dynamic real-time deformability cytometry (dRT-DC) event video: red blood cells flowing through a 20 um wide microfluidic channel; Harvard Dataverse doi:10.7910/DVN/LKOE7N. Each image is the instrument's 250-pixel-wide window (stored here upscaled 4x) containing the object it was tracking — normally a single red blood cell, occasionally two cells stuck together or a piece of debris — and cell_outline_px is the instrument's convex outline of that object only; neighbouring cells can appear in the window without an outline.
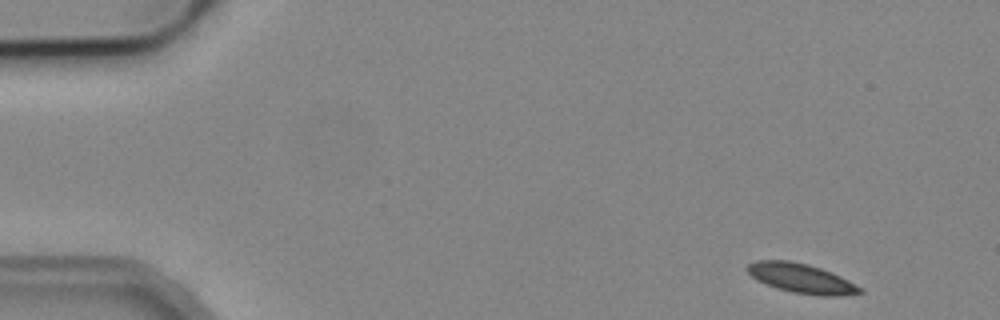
{"species": "common noctule bat (a hibernating species)", "species_latin": "Nyctalus noctula", "temperature_condition": "cold", "stored_images_in_passage": 4, "camera_frame_rate_fps": 3000, "um_per_image_px": 0.085, "animal": {"sex": "male", "body_mass_g": 19.2, "forearm_length_mm": 51.8}, "frame": {"image": 1, "passage_image": 1, "time_ms": 0.0, "image_size_px": [1000, 320], "cell_outline_px": [[864, 292], [840, 296], [820, 296], [792, 292], [776, 288], [756, 280], [744, 268], [748, 264], [756, 260], [788, 260], [808, 264], [832, 272], [864, 288]], "centroid_in_image_um": [68.11, 23.66], "position_along_channel_um": 16.9, "area_um2": 19.54}}
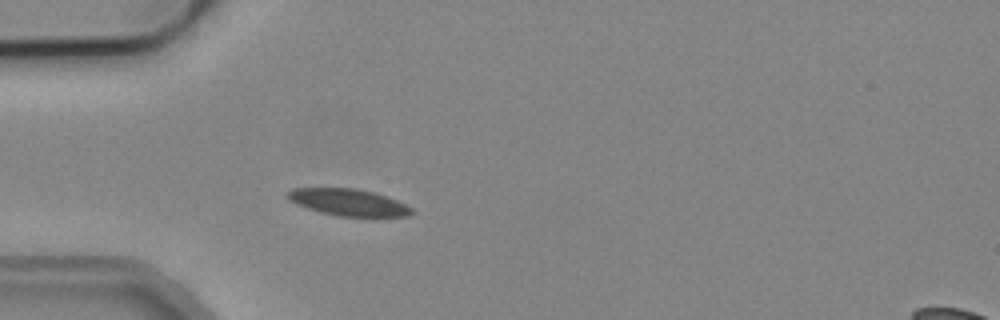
{"frame": {"image": 2, "passage_image": 4, "time_ms": 1.0, "image_size_px": [1000, 320], "cell_outline_px": [[412, 212], [408, 216], [336, 216], [320, 212], [296, 204], [288, 196], [288, 192], [292, 188], [356, 188], [376, 192], [396, 200], [412, 208]], "centroid_in_image_um": [29.62, 17.19], "position_along_channel_um": 55.4, "area_um2": 19.13}}